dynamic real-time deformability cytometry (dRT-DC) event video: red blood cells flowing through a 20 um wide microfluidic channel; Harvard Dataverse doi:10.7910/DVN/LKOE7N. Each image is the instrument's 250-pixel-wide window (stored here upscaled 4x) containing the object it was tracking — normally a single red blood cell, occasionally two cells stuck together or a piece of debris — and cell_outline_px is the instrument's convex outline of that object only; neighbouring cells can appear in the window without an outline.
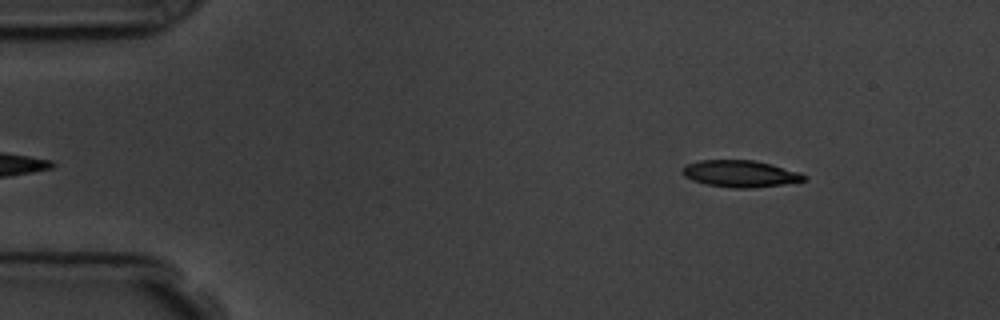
{"species": "common noctule bat (a hibernating species)", "species_latin": "Nyctalus noctula", "temperature_condition": "room temperature", "stored_images_in_passage": 53, "camera_frame_rate_fps": 3000, "um_per_image_px": 0.085, "animal": {"sex": "male", "body_mass_g": 19.5, "forearm_length_mm": 54.6}, "frame": {"image": 1, "passage_image": 4, "time_ms": 1.0, "image_size_px": [1000, 320], "cell_outline_px": [[808, 180], [784, 184], [752, 188], [732, 188], [704, 184], [692, 180], [684, 176], [680, 172], [688, 164], [700, 160], [752, 160], [772, 164], [800, 172], [808, 176]], "centroid_in_image_um": [62.95, 14.77], "position_along_channel_um": 22.0, "area_um2": 19.13}}
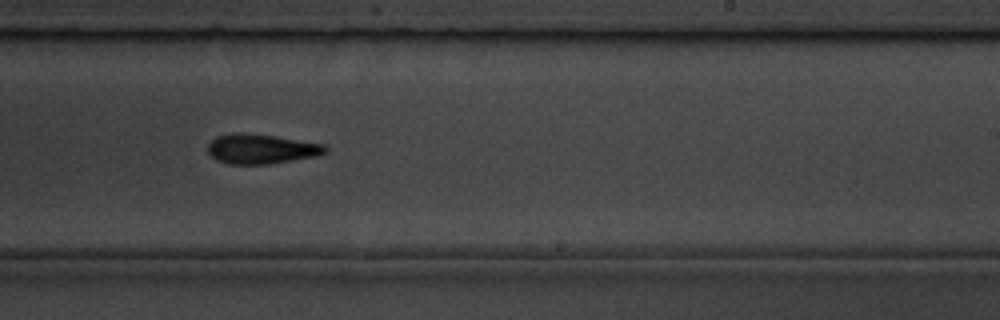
{"frame": {"image": 2, "passage_image": 31, "time_ms": 10.0, "image_size_px": [1000, 320], "cell_outline_px": [[328, 152], [316, 156], [268, 164], [228, 164], [216, 160], [208, 152], [208, 144], [216, 136], [240, 132], [272, 136], [324, 144], [328, 148]], "centroid_in_image_um": [22.19, 12.66], "position_along_channel_um": 266.8, "area_um2": 20.17}}
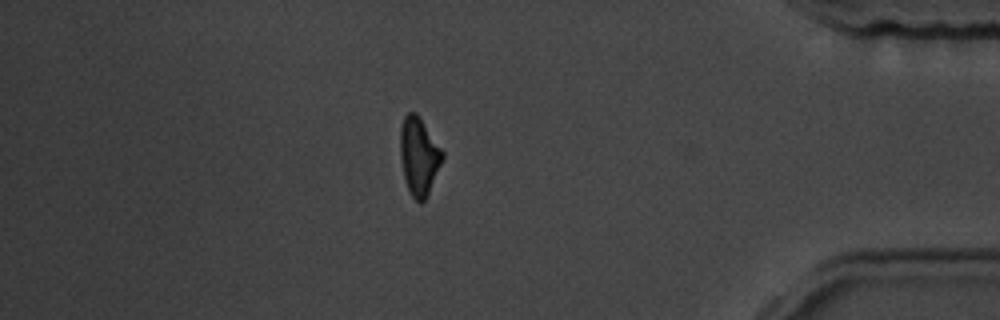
{"frame": {"image": 3, "passage_image": 45, "time_ms": 14.667, "image_size_px": [1000, 320], "cell_outline_px": [[444, 156], [428, 196], [420, 204], [412, 196], [404, 180], [400, 156], [400, 128], [404, 116], [408, 112], [416, 112], [444, 152]], "centroid_in_image_um": [35.6, 13.29], "position_along_channel_um": 399.6, "area_um2": 19.19}, "authors_computed_cell_mechanics": {"area_um2": 19.7098, "velocity_mm_per_s": 3.6353, "shape_relaxation_time_tau1_ms": 4.6493, "shape_relaxation_time_tau2_ms": 9.6365, "deformation_change_tau1": 0.1553, "deformation_change_tau2": 0.2066}}